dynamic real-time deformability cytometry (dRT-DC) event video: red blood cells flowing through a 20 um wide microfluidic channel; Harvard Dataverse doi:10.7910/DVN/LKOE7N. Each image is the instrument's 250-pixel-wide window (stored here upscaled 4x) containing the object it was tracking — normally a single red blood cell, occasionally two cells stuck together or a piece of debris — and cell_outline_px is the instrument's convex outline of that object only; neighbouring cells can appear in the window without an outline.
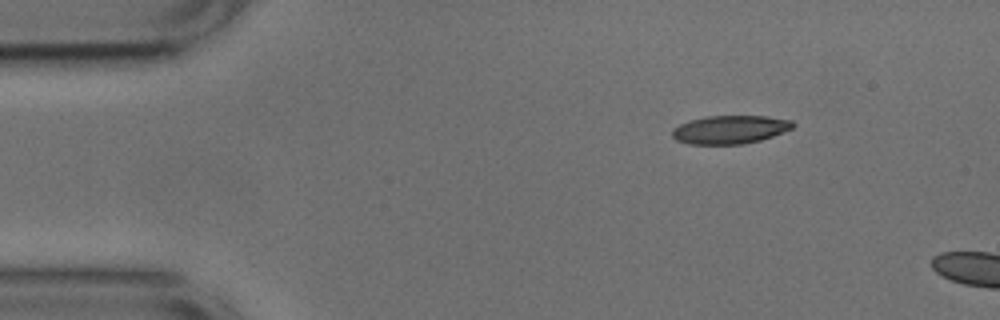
{"species": "common noctule bat (a hibernating species)", "species_latin": "Nyctalus noctula", "temperature_condition": "cold", "stored_images_in_passage": 4, "camera_frame_rate_fps": 3000, "um_per_image_px": 0.085, "animal": {"sex": "male", "body_mass_g": 17.9, "forearm_length_mm": 54.2}, "frame": {"image": 1, "passage_image": 1, "time_ms": 0.0, "image_size_px": [1000, 320], "cell_outline_px": [[796, 124], [792, 128], [772, 136], [760, 140], [744, 144], [688, 144], [676, 140], [672, 136], [672, 128], [680, 124], [692, 120], [708, 116], [768, 116], [792, 120]], "centroid_in_image_um": [62.05, 11.01], "position_along_channel_um": 22.9, "area_um2": 19.88}}